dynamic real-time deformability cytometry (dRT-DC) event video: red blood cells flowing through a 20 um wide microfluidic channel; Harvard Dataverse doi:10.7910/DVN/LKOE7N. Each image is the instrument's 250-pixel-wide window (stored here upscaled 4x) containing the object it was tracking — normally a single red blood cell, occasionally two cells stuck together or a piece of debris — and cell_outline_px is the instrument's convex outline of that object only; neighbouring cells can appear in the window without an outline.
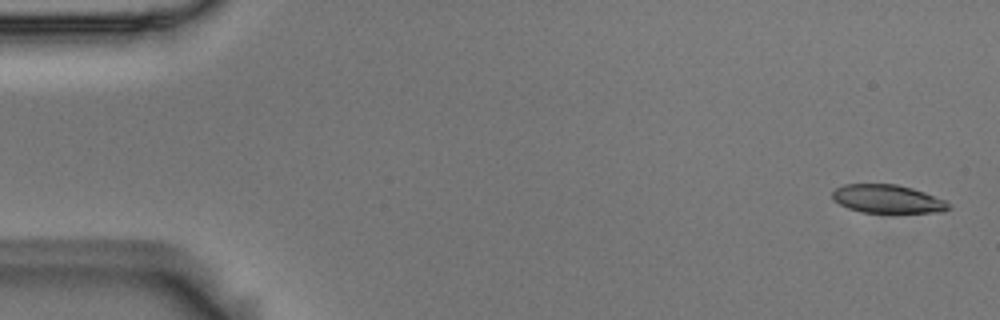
{"species": "Egyptian fruit bat (a non-hibernating species)", "species_latin": "Rousettus aegyptiacus", "temperature_condition": "room temperature", "stored_images_in_passage": 6, "camera_frame_rate_fps": 3000, "um_per_image_px": 0.085, "animal": {"sex": "male"}, "frame": {"image": 1, "passage_image": 1, "time_ms": 0.0, "image_size_px": [1000, 320], "cell_outline_px": [[952, 208], [944, 212], [860, 212], [848, 208], [832, 200], [832, 192], [836, 188], [844, 184], [896, 184], [912, 188], [924, 192], [944, 200]], "centroid_in_image_um": [75.41, 16.91], "position_along_channel_um": 9.6, "area_um2": 19.13}}
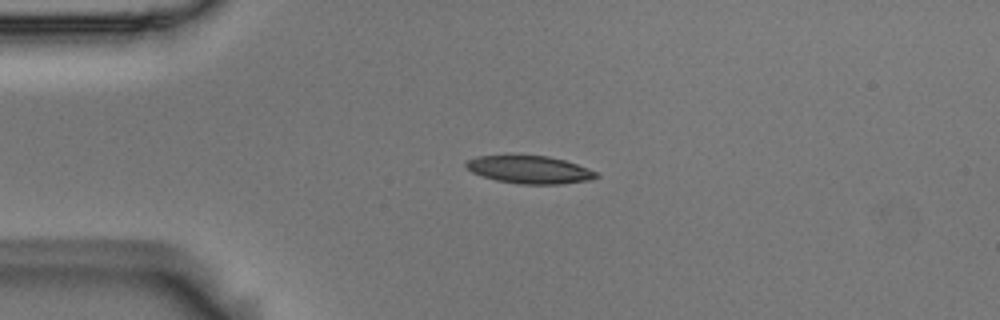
{"frame": {"image": 2, "passage_image": 4, "time_ms": 1.0, "image_size_px": [1000, 320], "cell_outline_px": [[600, 176], [592, 180], [560, 184], [520, 184], [496, 180], [472, 172], [464, 164], [468, 160], [480, 156], [548, 156], [564, 160], [588, 168], [596, 172]], "centroid_in_image_um": [45.07, 14.43], "position_along_channel_um": 39.9, "area_um2": 20.75}}
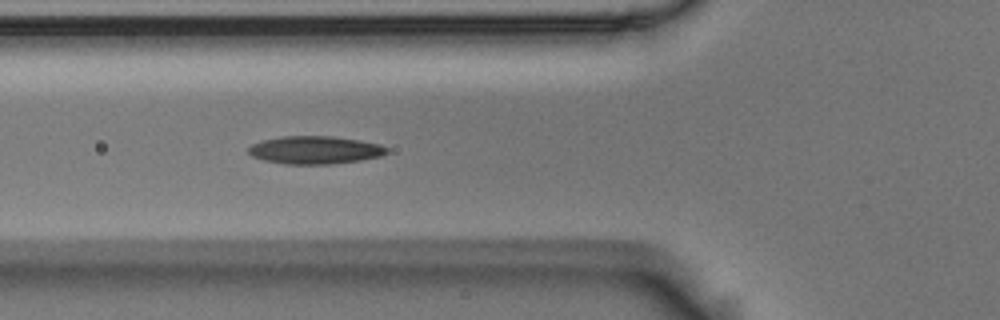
{"frame": {"image": 3, "passage_image": 6, "time_ms": 1.667, "image_size_px": [1000, 320], "cell_outline_px": [[388, 152], [380, 156], [360, 160], [332, 164], [284, 164], [264, 160], [252, 156], [248, 152], [248, 148], [252, 144], [260, 140], [284, 136], [332, 136], [360, 140], [380, 144], [388, 148]], "centroid_in_image_um": [26.76, 12.75], "position_along_channel_um": 99.0, "area_um2": 22.54}}